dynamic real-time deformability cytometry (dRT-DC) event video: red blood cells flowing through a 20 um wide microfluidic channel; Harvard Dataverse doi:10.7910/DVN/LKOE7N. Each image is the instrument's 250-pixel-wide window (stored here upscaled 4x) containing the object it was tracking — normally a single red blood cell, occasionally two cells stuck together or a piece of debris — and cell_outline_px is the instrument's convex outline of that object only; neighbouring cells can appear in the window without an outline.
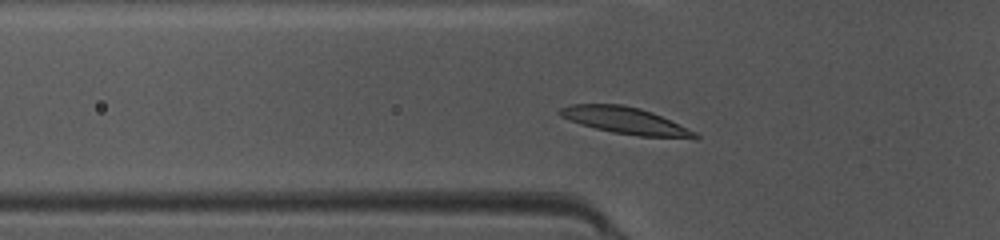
{"species": "common noctule bat (a hibernating species)", "species_latin": "Nyctalus noctula", "temperature_condition": "warm", "stored_images_in_passage": 38, "camera_frame_rate_fps": 3000, "um_per_image_px": 0.085, "animal": {"sex": "female", "body_mass_g": 10.0, "forearm_length_mm": 53.1}, "frame": {"image": 1, "passage_image": 6, "time_ms": 1.667, "image_size_px": [1000, 240], "cell_outline_px": [[700, 136], [696, 140], [640, 136], [612, 132], [580, 124], [560, 116], [556, 112], [560, 108], [572, 104], [620, 104], [640, 108], [652, 112], [696, 132]], "centroid_in_image_um": [53.2, 10.27], "position_along_channel_um": 72.6, "area_um2": 21.21}}
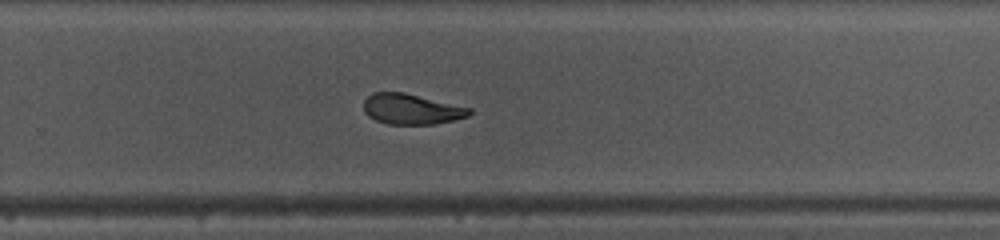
{"frame": {"image": 2, "passage_image": 22, "time_ms": 7.0, "image_size_px": [1000, 240], "cell_outline_px": [[472, 112], [468, 116], [452, 120], [432, 124], [388, 124], [376, 120], [368, 116], [364, 112], [364, 100], [372, 92], [404, 92], [472, 108]], "centroid_in_image_um": [34.96, 9.26], "position_along_channel_um": 294.8, "area_um2": 18.73}}
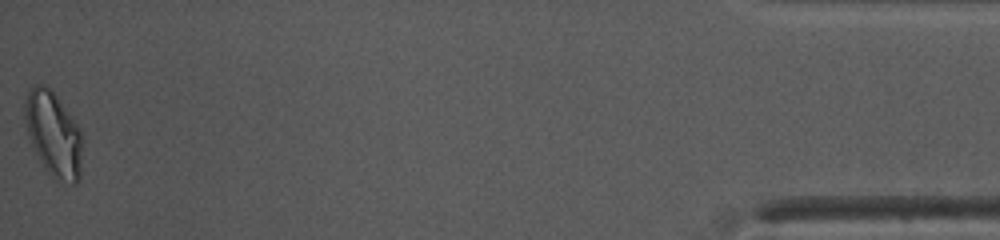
{"frame": {"image": 3, "passage_image": 38, "time_ms": 12.333, "image_size_px": [1000, 240], "cell_outline_px": [[84, 140], [80, 176], [76, 184], [72, 184], [52, 176], [44, 168], [32, 148], [28, 136], [24, 120], [24, 104], [28, 92], [36, 84], [44, 84], [56, 96], [84, 132]], "centroid_in_image_um": [4.57, 11.42], "position_along_channel_um": 430.6, "area_um2": 28.9}, "authors_computed_cell_mechanics": {"area_um2": 19.9699, "velocity_mm_per_s": 4.1503, "shape_relaxation_time_tau1_ms": 2.7077, "shape_relaxation_time_tau2_ms": 1.5137, "deformation_change_tau1": 0.1399, "deformation_change_tau2": 0.083}}